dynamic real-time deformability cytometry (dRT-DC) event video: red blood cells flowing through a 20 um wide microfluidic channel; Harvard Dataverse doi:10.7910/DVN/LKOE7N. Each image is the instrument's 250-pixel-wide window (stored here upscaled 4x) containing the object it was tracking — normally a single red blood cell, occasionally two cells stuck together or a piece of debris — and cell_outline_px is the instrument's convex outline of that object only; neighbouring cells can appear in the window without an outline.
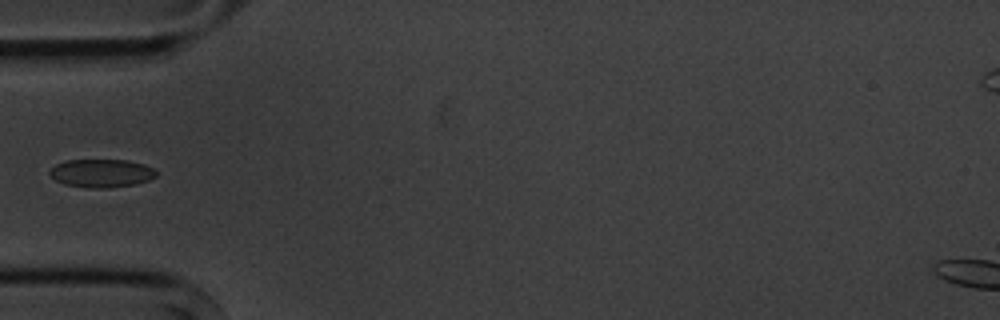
{"species": "common noctule bat (a hibernating species)", "species_latin": "Nyctalus noctula", "temperature_condition": "cold", "stored_images_in_passage": 6, "camera_frame_rate_fps": 3000, "um_per_image_px": 0.085, "animal": {"sex": "male", "body_mass_g": 20.1, "forearm_length_mm": 53.5}, "frame": {"image": 1, "passage_image": 5, "time_ms": 5.0, "image_size_px": [1000, 320], "cell_outline_px": [[156, 176], [148, 180], [136, 184], [108, 188], [88, 188], [64, 184], [56, 180], [48, 172], [56, 164], [64, 160], [128, 160], [144, 164], [152, 168], [156, 172]], "centroid_in_image_um": [8.62, 14.72], "position_along_channel_um": 76.4, "area_um2": 17.51}}
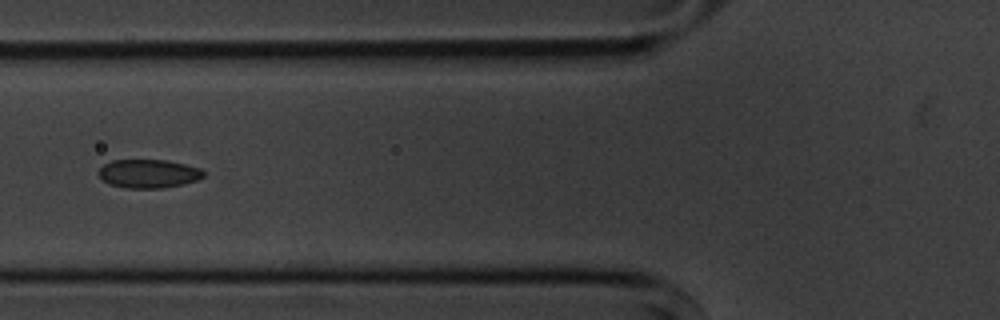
{"frame": {"image": 2, "passage_image": 6, "time_ms": 6.0, "image_size_px": [1000, 320], "cell_outline_px": [[204, 176], [196, 180], [164, 188], [128, 188], [108, 184], [96, 172], [104, 164], [112, 160], [164, 160], [184, 164], [200, 168], [204, 172]], "centroid_in_image_um": [12.59, 14.76], "position_along_channel_um": 113.2, "area_um2": 17.34}}